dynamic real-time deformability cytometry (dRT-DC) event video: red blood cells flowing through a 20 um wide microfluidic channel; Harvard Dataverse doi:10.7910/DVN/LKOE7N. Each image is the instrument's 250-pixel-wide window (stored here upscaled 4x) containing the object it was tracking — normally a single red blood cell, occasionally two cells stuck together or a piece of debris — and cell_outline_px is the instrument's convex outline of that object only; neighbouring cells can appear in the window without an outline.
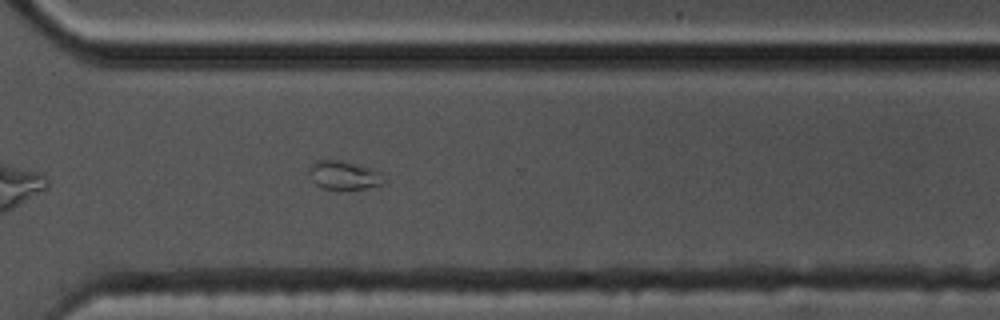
{"species": "common noctule bat (a hibernating species)", "species_latin": "Nyctalus noctula", "temperature_condition": "cold", "stored_images_in_passage": 45, "camera_frame_rate_fps": 3000, "um_per_image_px": 0.085, "animal": {"sex": "male", "body_mass_g": 17.5, "forearm_length_mm": 52.3}, "frame": {"image": 1, "passage_image": 29, "time_ms": 9.333, "image_size_px": [1000, 320], "cell_outline_px": [[384, 184], [364, 188], [320, 188], [312, 180], [308, 172], [308, 168], [316, 160], [340, 160], [368, 168], [380, 172]], "centroid_in_image_um": [29.17, 14.88], "position_along_channel_um": 341.4, "area_um2": 12.08}}
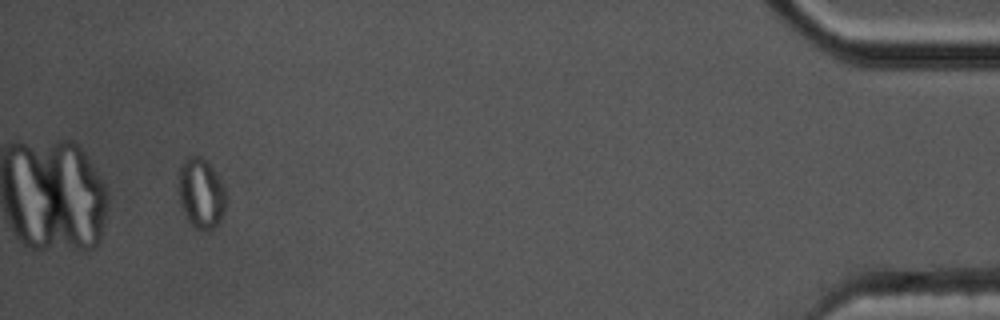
{"frame": {"image": 2, "passage_image": 42, "time_ms": 13.667, "image_size_px": [1000, 320], "cell_outline_px": [[224, 212], [220, 220], [208, 232], [196, 228], [188, 220], [180, 200], [176, 176], [180, 164], [184, 156], [200, 156], [212, 168], [224, 188]], "centroid_in_image_um": [17.03, 16.39], "position_along_channel_um": 418.2, "area_um2": 19.25}}